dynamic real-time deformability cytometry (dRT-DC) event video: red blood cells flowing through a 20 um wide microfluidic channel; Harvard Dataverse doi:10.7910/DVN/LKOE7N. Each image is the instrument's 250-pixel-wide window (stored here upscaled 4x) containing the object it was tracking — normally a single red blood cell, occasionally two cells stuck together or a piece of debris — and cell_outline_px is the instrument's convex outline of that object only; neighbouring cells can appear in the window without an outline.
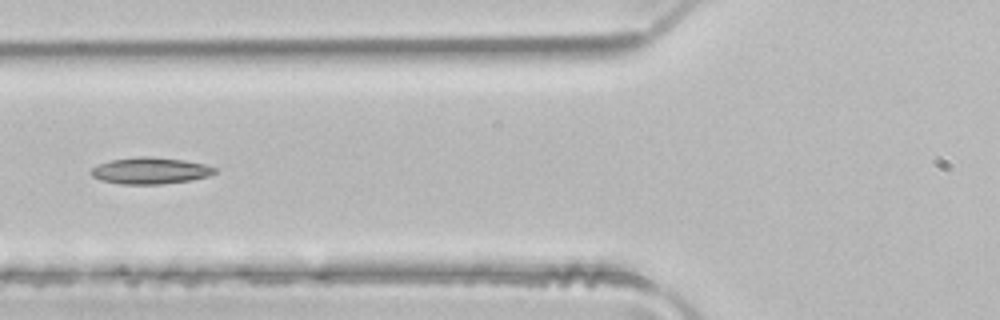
{"species": "common noctule bat (a hibernating species)", "species_latin": "Nyctalus noctula", "temperature_condition": "room temperature", "stored_images_in_passage": 4, "camera_frame_rate_fps": 3000, "um_per_image_px": 0.085, "animal": {"sex": "male", "body_mass_g": 21.5, "forearm_length_mm": 52.0}, "frame": {"image": 1, "passage_image": 4, "time_ms": 1.0, "image_size_px": [1000, 320], "cell_outline_px": [[220, 172], [208, 176], [192, 180], [160, 184], [120, 184], [100, 180], [92, 176], [92, 168], [100, 164], [112, 160], [140, 156], [148, 156], [184, 160], [204, 164], [216, 168]], "centroid_in_image_um": [12.83, 14.51], "position_along_channel_um": 113.0, "area_um2": 19.07}}